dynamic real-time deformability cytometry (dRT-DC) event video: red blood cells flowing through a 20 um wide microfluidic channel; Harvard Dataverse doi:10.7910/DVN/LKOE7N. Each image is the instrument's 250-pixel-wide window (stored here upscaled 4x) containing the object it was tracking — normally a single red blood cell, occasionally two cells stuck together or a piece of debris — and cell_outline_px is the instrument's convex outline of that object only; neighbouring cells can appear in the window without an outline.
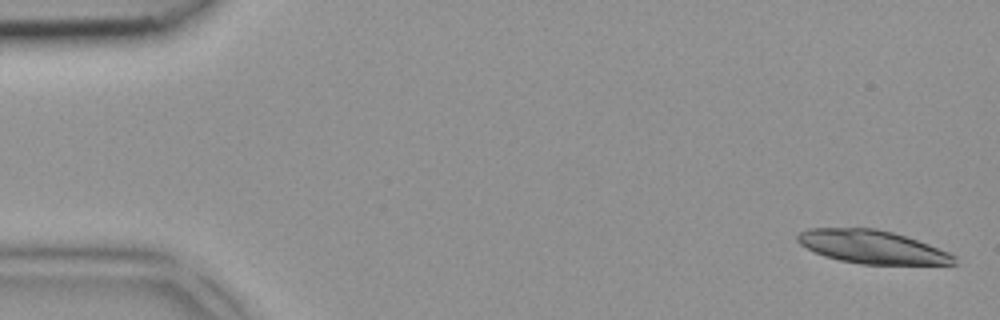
{"species": "common noctule bat (a hibernating species)", "species_latin": "Nyctalus noctula", "temperature_condition": "room temperature", "stored_images_in_passage": 3, "camera_frame_rate_fps": 3000, "um_per_image_px": 0.085, "animal": {"sex": "female", "body_mass_g": 18.4}, "frame": {"image": 1, "passage_image": 1, "time_ms": 0.0, "image_size_px": [1000, 320], "cell_outline_px": [[956, 264], [860, 264], [840, 260], [824, 256], [800, 244], [796, 240], [796, 236], [800, 232], [808, 228], [876, 228], [892, 232], [928, 244], [948, 252], [956, 256]], "centroid_in_image_um": [74.11, 20.98], "position_along_channel_um": 10.9, "area_um2": 30.06}}